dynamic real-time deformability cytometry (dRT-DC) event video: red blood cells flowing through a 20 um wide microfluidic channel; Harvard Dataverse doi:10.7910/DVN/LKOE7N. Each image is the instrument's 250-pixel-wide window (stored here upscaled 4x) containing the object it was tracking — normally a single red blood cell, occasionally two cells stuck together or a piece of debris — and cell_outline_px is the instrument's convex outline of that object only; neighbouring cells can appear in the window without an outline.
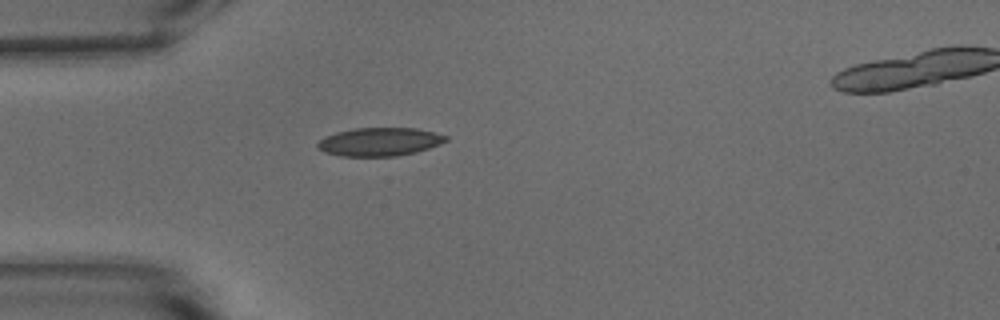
{"species": "common noctule bat (a hibernating species)", "species_latin": "Nyctalus noctula", "temperature_condition": "warm", "stored_images_in_passage": 40, "segment_of_instrument_passage": [1, 2], "camera_frame_rate_fps": 3000, "um_per_image_px": 0.085, "animal": {"sex": "male", "body_mass_g": 15.6}, "frame": {"image": 1, "passage_image": 1, "time_ms": 0.0, "image_size_px": [1000, 320], "cell_outline_px": [[448, 140], [440, 144], [416, 152], [396, 156], [340, 156], [324, 152], [316, 148], [316, 144], [324, 136], [336, 132], [356, 128], [416, 128], [448, 136]], "centroid_in_image_um": [32.23, 12.05], "position_along_channel_um": 52.8, "area_um2": 21.21}}
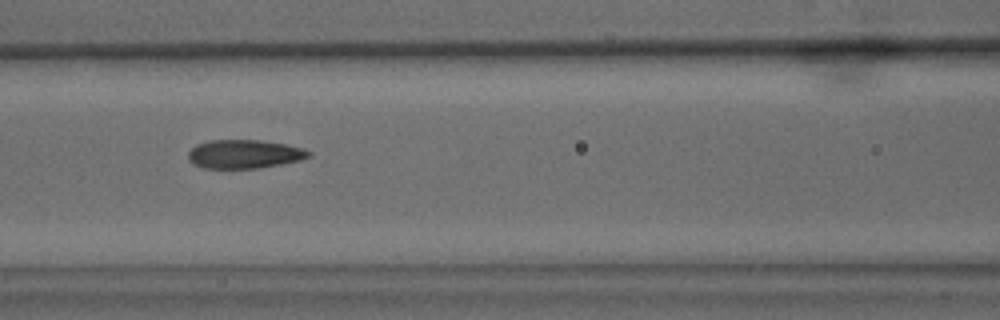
{"frame": {"image": 2, "passage_image": 9, "time_ms": 2.667, "image_size_px": [1000, 320], "cell_outline_px": [[312, 152], [308, 156], [300, 160], [280, 164], [256, 168], [204, 168], [192, 164], [188, 160], [188, 152], [196, 144], [212, 140], [260, 140], [284, 144], [300, 148]], "centroid_in_image_um": [20.7, 13.1], "position_along_channel_um": 145.9, "area_um2": 19.94}}
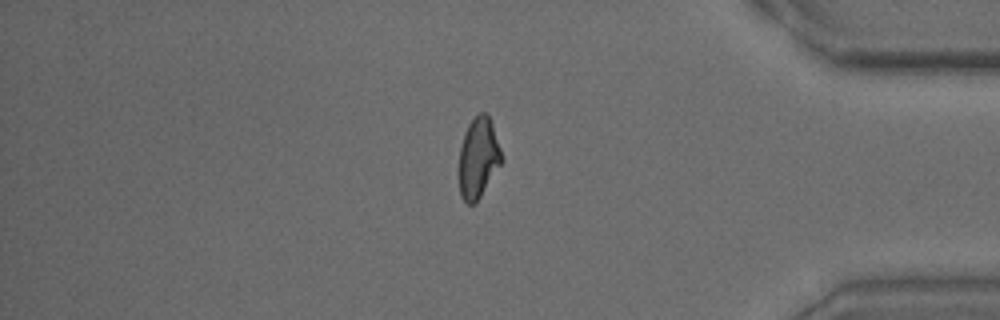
{"frame": {"image": 3, "passage_image": 31, "time_ms": 10.0, "image_size_px": [1000, 320], "cell_outline_px": [[504, 160], [476, 204], [468, 204], [460, 196], [460, 148], [464, 132], [468, 124], [480, 112], [488, 112]], "centroid_in_image_um": [40.68, 13.42], "position_along_channel_um": 394.5, "area_um2": 20.0}}